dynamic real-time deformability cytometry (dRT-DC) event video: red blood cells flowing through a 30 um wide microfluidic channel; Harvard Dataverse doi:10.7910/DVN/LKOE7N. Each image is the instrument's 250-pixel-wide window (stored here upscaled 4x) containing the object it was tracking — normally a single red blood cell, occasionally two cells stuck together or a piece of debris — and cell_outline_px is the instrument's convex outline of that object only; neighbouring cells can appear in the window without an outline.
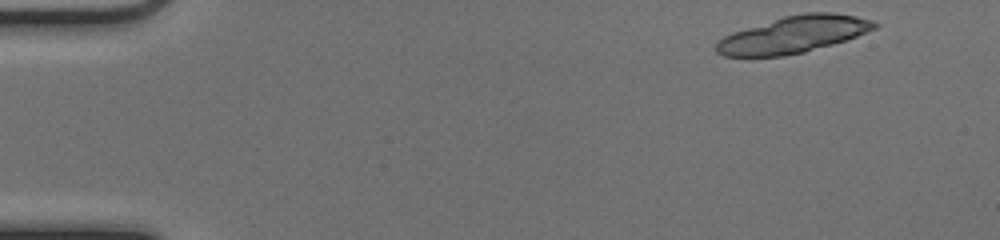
{"species": "common noctule bat (a hibernating species)", "species_latin": "Nyctalus noctula", "temperature_condition": "cold", "stored_images_in_passage": 36, "camera_frame_rate_fps": 3000, "um_per_image_px": 0.085, "animal": {"sex": "female", "body_mass_g": 17.0, "forearm_length_mm": 48.0}, "frame": {"image": 1, "passage_image": 1, "time_ms": 0.0, "image_size_px": [1000, 240], "cell_outline_px": [[880, 24], [876, 28], [856, 36], [832, 44], [804, 52], [784, 56], [724, 56], [716, 52], [716, 40], [732, 32], [784, 16], [804, 12], [832, 12], [856, 16], [872, 20]], "centroid_in_image_um": [67.43, 2.93], "position_along_channel_um": 17.6, "area_um2": 33.81}}